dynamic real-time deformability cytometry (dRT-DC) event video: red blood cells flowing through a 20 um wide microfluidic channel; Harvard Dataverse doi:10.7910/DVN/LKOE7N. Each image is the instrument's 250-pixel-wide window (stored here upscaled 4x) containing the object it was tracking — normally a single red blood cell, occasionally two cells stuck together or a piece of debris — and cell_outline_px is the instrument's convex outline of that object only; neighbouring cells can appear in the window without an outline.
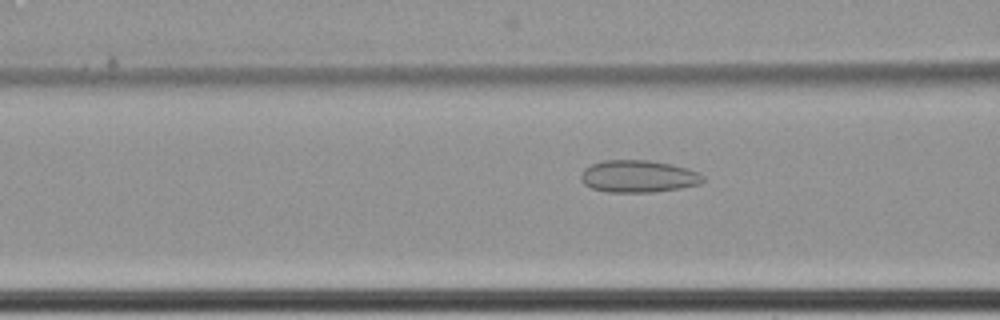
{"species": "common noctule bat (a hibernating species)", "species_latin": "Nyctalus noctula", "temperature_condition": "cold", "stored_images_in_passage": 62, "camera_frame_rate_fps": 3000, "um_per_image_px": 0.085, "animal": {"sex": "female", "body_mass_g": 22.7, "forearm_length_mm": 54.2}, "frame": {"image": 1, "passage_image": 27, "time_ms": 8.667, "image_size_px": [1000, 320], "cell_outline_px": [[704, 180], [700, 184], [680, 188], [652, 192], [608, 192], [592, 188], [584, 184], [580, 180], [580, 172], [584, 168], [592, 164], [604, 160], [648, 160], [672, 164], [688, 168], [700, 172], [704, 176]], "centroid_in_image_um": [54.26, 14.98], "position_along_channel_um": 112.3, "area_um2": 23.12}}
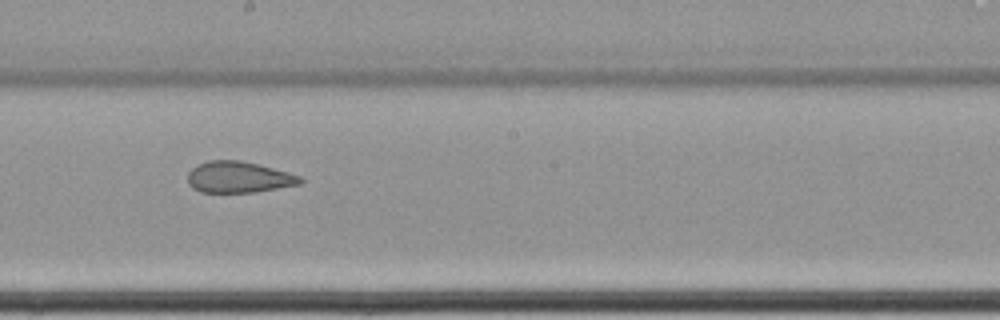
{"frame": {"image": 2, "passage_image": 37, "time_ms": 12.0, "image_size_px": [1000, 320], "cell_outline_px": [[304, 180], [300, 184], [256, 192], [200, 192], [192, 188], [188, 184], [188, 172], [192, 168], [208, 160], [240, 160], [260, 164], [288, 172], [300, 176]], "centroid_in_image_um": [20.29, 15.05], "position_along_channel_um": 227.9, "area_um2": 20.58}}
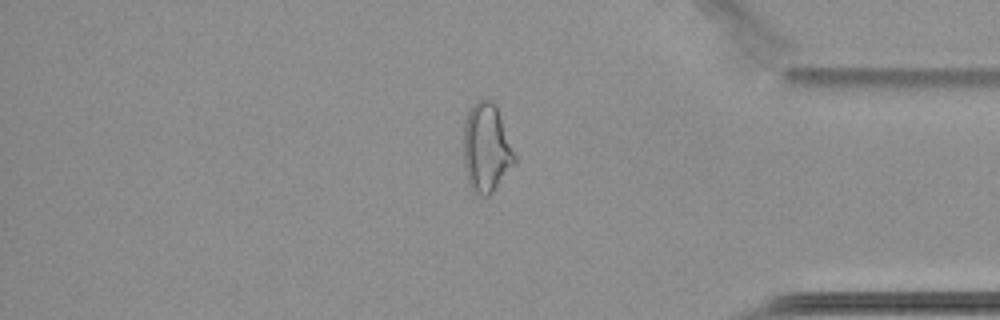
{"frame": {"image": 3, "passage_image": 53, "time_ms": 17.333, "image_size_px": [1000, 320], "cell_outline_px": [[516, 164], [492, 192], [488, 196], [480, 196], [472, 192], [468, 184], [464, 168], [464, 120], [472, 104], [476, 100], [488, 96], [496, 104], [516, 156]], "centroid_in_image_um": [41.34, 12.56], "position_along_channel_um": 393.9, "area_um2": 27.05}, "authors_computed_cell_mechanics": {"area_um2": 27.1082, "velocity_mm_per_s": 3.4647, "shape_relaxation_time_tau1_ms": null, "shape_relaxation_time_tau2_ms": 2.0103, "deformation_change_tau1": null, "deformation_change_tau2": 0.1059}}